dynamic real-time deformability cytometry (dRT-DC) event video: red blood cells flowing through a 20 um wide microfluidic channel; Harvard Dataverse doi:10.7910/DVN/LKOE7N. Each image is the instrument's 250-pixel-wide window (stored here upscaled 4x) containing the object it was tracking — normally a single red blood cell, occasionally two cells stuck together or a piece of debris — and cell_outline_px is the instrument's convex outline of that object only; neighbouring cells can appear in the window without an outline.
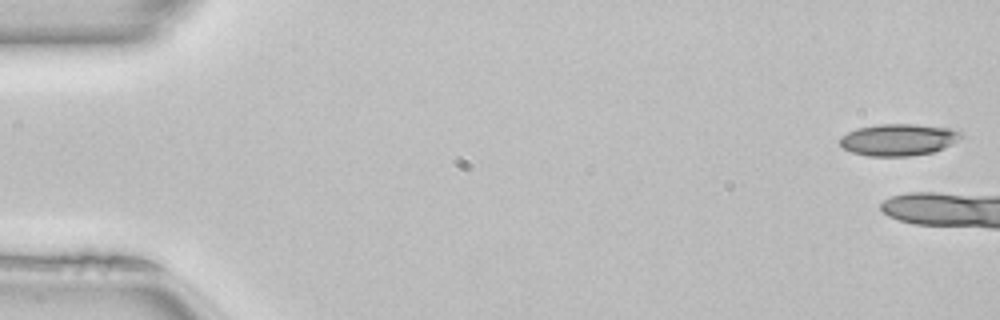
{"species": "common noctule bat (a hibernating species)", "species_latin": "Nyctalus noctula", "temperature_condition": "room temperature", "stored_images_in_passage": 6, "camera_frame_rate_fps": 3000, "um_per_image_px": 0.085, "animal": {"sex": "female", "body_mass_g": 22.7, "forearm_length_mm": 54.2}, "frame": {"image": 1, "passage_image": 1, "time_ms": 0.0, "image_size_px": [1000, 320], "cell_outline_px": [[964, 136], [952, 144], [932, 152], [908, 156], [868, 156], [852, 152], [844, 148], [840, 144], [840, 136], [856, 128], [876, 124], [916, 124], [952, 128], [964, 132]], "centroid_in_image_um": [76.39, 11.86], "position_along_channel_um": 8.6, "area_um2": 22.66}}